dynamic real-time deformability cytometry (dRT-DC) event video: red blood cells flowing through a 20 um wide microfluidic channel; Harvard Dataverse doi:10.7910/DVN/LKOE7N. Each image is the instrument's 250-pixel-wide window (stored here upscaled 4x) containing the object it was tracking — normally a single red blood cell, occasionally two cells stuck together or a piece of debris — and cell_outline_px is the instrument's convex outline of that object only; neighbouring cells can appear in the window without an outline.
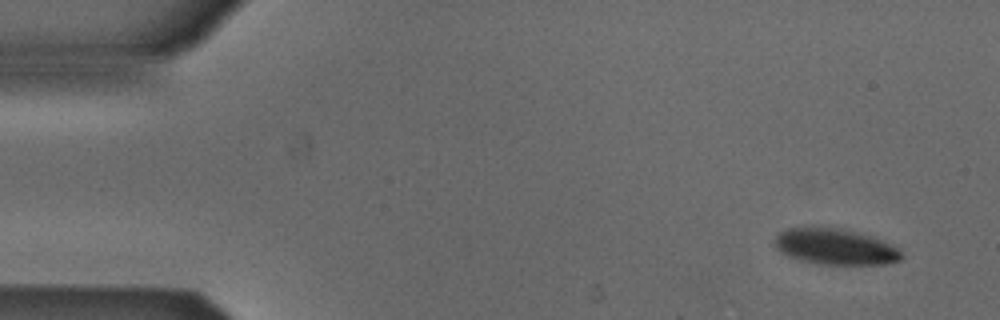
{"species": "Egyptian fruit bat (a non-hibernating species)", "species_latin": "Rousettus aegyptiacus", "temperature_condition": "cold", "stored_images_in_passage": 50, "camera_frame_rate_fps": 3000, "um_per_image_px": 0.085, "animal": {"sex": "male"}, "frame": {"image": 1, "passage_image": 1, "time_ms": 0.0, "image_size_px": [1000, 320], "cell_outline_px": [[904, 256], [900, 260], [884, 264], [816, 264], [800, 260], [788, 256], [780, 252], [772, 244], [776, 236], [780, 232], [788, 228], [820, 224], [860, 232], [884, 240], [896, 248]], "centroid_in_image_um": [70.93, 20.93], "position_along_channel_um": 14.1, "area_um2": 27.34}}
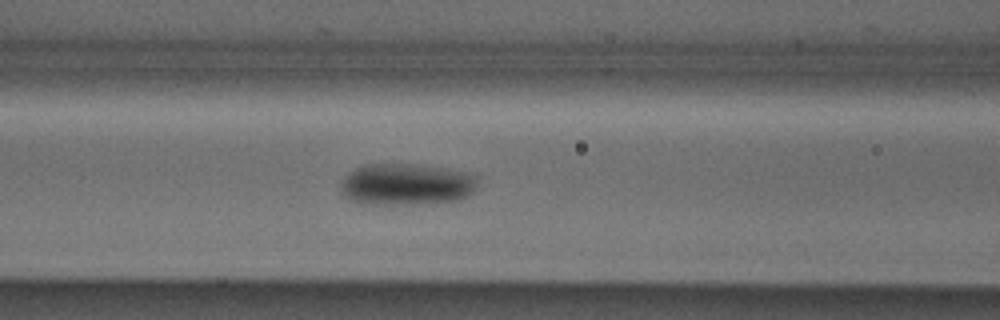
{"frame": {"image": 2, "passage_image": 19, "time_ms": 6.0, "image_size_px": [1000, 320], "cell_outline_px": [[476, 184], [472, 192], [468, 196], [460, 200], [408, 204], [376, 204], [348, 200], [344, 196], [340, 188], [340, 184], [344, 176], [348, 172], [364, 164], [412, 164], [460, 172], [472, 176], [476, 180]], "centroid_in_image_um": [34.44, 15.68], "position_along_channel_um": 132.2, "area_um2": 32.66}}
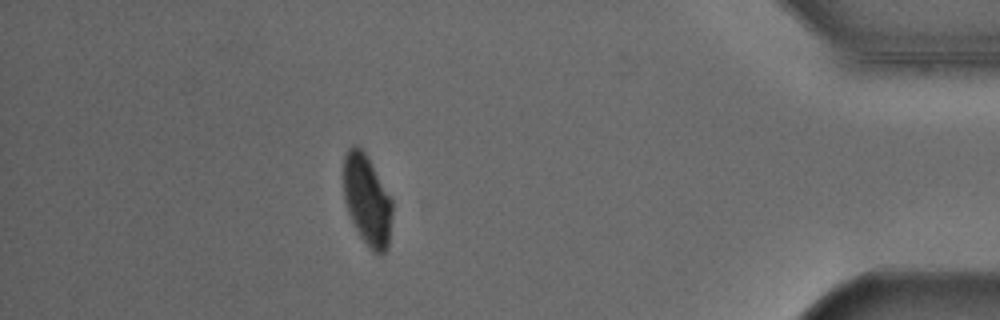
{"frame": {"image": 3, "passage_image": 44, "time_ms": 14.333, "image_size_px": [1000, 320], "cell_outline_px": [[392, 212], [388, 248], [380, 256], [372, 252], [360, 236], [348, 212], [344, 200], [344, 156], [348, 148], [356, 144], [364, 152], [392, 200]], "centroid_in_image_um": [31.2, 17.05], "position_along_channel_um": 404.0, "area_um2": 25.43}, "authors_computed_cell_mechanics": {"area_um2": 29.7959, "velocity_mm_per_s": 3.8561, "shape_relaxation_time_tau1_ms": 3.5514, "shape_relaxation_time_tau2_ms": null, "deformation_change_tau1": 0.0964, "deformation_change_tau2": null}}